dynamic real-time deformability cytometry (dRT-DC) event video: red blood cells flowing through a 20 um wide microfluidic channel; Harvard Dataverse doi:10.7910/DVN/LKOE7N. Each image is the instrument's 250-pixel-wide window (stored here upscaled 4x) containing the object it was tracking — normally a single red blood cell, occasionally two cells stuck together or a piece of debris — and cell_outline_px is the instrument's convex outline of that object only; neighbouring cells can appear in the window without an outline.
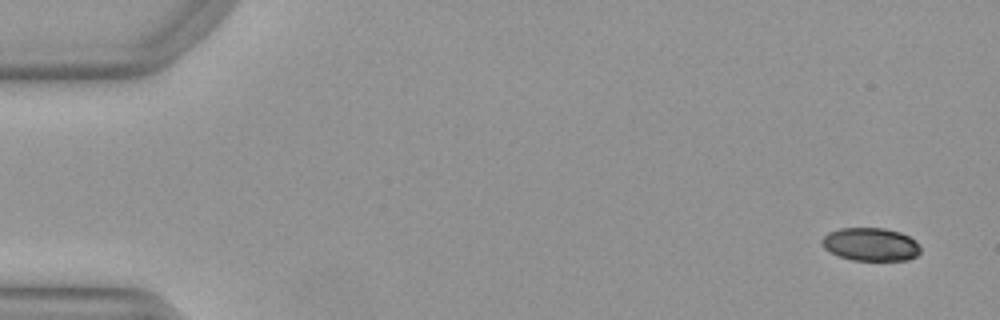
{"species": "Egyptian fruit bat (a non-hibernating species)", "species_latin": "Rousettus aegyptiacus", "temperature_condition": "warm", "stored_images_in_passage": 52, "camera_frame_rate_fps": 3000, "um_per_image_px": 0.085, "animal": {"sex": "female"}, "frame": {"image": 1, "passage_image": 3, "time_ms": 0.667, "image_size_px": [1000, 320], "cell_outline_px": [[920, 252], [916, 256], [908, 260], [852, 260], [840, 256], [824, 248], [820, 240], [828, 232], [840, 228], [884, 228], [900, 232], [908, 236], [920, 248]], "centroid_in_image_um": [73.98, 20.76], "position_along_channel_um": 11.0, "area_um2": 18.84}}
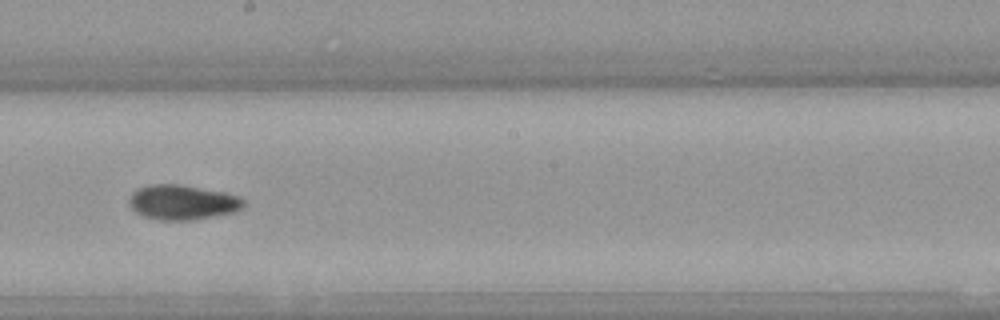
{"frame": {"image": 2, "passage_image": 30, "time_ms": 9.667, "image_size_px": [1000, 320], "cell_outline_px": [[244, 204], [236, 212], [196, 220], [160, 220], [140, 216], [128, 204], [128, 200], [132, 192], [140, 188], [152, 184], [180, 184], [228, 192], [240, 196], [244, 200]], "centroid_in_image_um": [15.53, 17.2], "position_along_channel_um": 232.7, "area_um2": 23.64}}
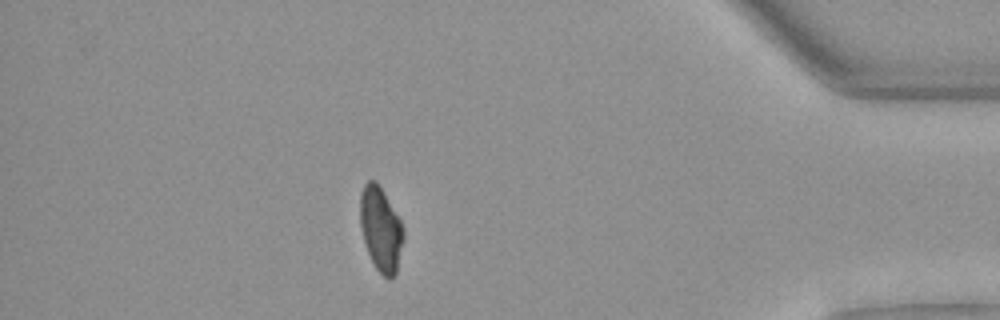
{"frame": {"image": 3, "passage_image": 46, "time_ms": 15.0, "image_size_px": [1000, 320], "cell_outline_px": [[404, 240], [396, 272], [388, 280], [376, 268], [368, 252], [364, 240], [360, 224], [360, 196], [364, 184], [368, 180], [376, 180], [384, 192], [400, 220], [404, 232]], "centroid_in_image_um": [32.37, 19.45], "position_along_channel_um": 402.8, "area_um2": 21.1}, "authors_computed_cell_mechanics": {"area_um2": 21.5883, "velocity_mm_per_s": 3.9845, "shape_relaxation_time_tau1_ms": 3.5489, "shape_relaxation_time_tau2_ms": 10.3463, "deformation_change_tau1": 0.1293, "deformation_change_tau2": 0.1502}}